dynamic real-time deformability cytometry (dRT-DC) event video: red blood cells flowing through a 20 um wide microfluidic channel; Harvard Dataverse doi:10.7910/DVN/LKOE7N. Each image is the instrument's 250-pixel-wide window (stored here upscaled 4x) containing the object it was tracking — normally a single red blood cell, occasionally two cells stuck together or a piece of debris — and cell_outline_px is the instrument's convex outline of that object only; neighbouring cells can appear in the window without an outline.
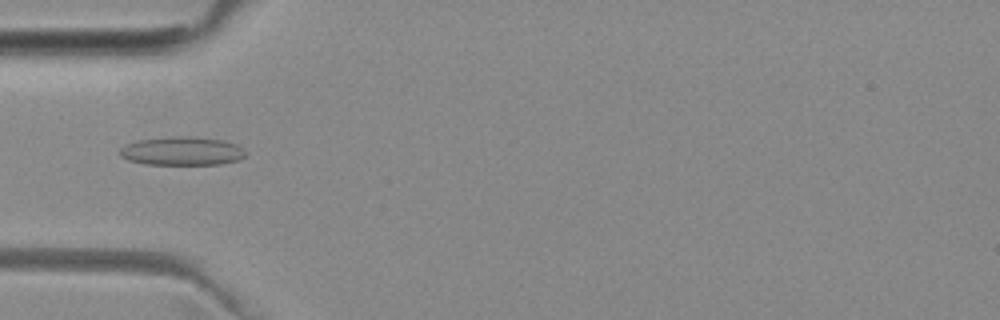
{"species": "common noctule bat (a hibernating species)", "species_latin": "Nyctalus noctula", "temperature_condition": "room temperature", "stored_images_in_passage": 30, "camera_frame_rate_fps": 3000, "um_per_image_px": 0.085, "animal": {"sex": "female", "body_mass_g": 29.2, "forearm_length_mm": 56.3}, "frame": {"image": 1, "passage_image": 5, "time_ms": 1.333, "image_size_px": [1000, 320], "cell_outline_px": [[248, 152], [240, 160], [220, 164], [144, 164], [128, 160], [120, 156], [120, 148], [136, 140], [168, 136], [192, 136], [224, 140], [236, 144]], "centroid_in_image_um": [15.49, 12.83], "position_along_channel_um": 69.5, "area_um2": 21.15}}
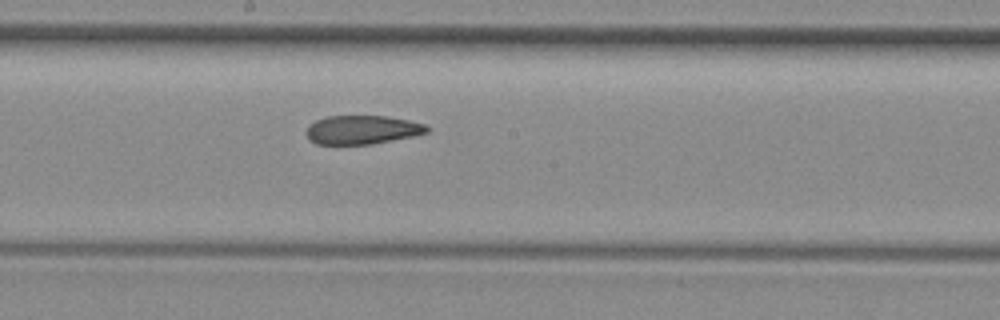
{"frame": {"image": 2, "passage_image": 14, "time_ms": 4.333, "image_size_px": [1000, 320], "cell_outline_px": [[432, 128], [428, 132], [412, 136], [368, 144], [316, 144], [308, 136], [308, 128], [316, 120], [328, 116], [388, 116], [408, 120], [424, 124]], "centroid_in_image_um": [30.84, 11.02], "position_along_channel_um": 217.4, "area_um2": 19.83}}
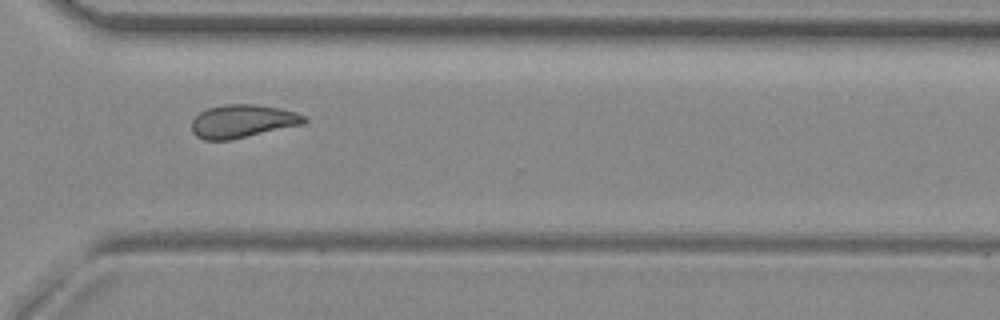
{"frame": {"image": 3, "passage_image": 24, "time_ms": 7.667, "image_size_px": [1000, 320], "cell_outline_px": [[308, 120], [304, 124], [228, 140], [204, 140], [196, 136], [192, 132], [192, 120], [200, 112], [208, 108], [224, 104], [252, 104], [280, 108], [296, 112], [308, 116]], "centroid_in_image_um": [20.63, 10.29], "position_along_channel_um": 350.0, "area_um2": 21.73}, "authors_computed_cell_mechanics": {"area_um2": 21.2704, "velocity_mm_per_s": 3.9791, "shape_relaxation_time_tau1_ms": null, "shape_relaxation_time_tau2_ms": 1.7042, "deformation_change_tau1": null, "deformation_change_tau2": 0.0852}}